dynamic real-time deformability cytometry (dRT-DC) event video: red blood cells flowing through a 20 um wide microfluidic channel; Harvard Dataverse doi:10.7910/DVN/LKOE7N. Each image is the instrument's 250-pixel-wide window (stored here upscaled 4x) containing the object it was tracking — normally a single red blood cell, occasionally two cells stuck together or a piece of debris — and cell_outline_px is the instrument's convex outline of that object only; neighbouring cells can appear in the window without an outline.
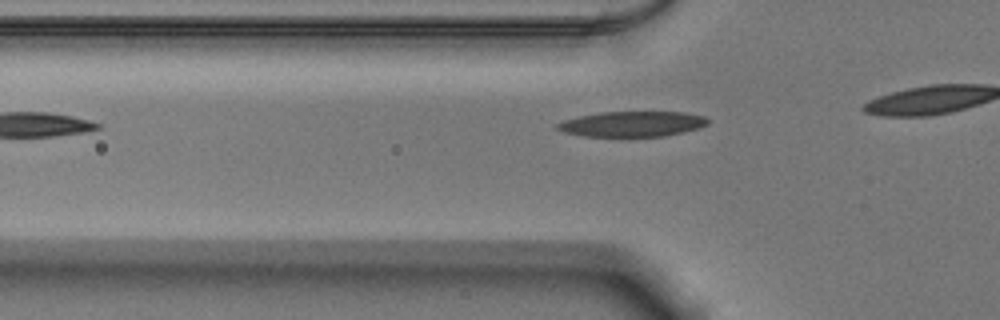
{"species": "Egyptian fruit bat (a non-hibernating species)", "species_latin": "Rousettus aegyptiacus", "temperature_condition": "warm", "stored_images_in_passage": 9, "camera_frame_rate_fps": 3000, "um_per_image_px": 0.085, "animal": {"sex": "male"}, "frame": {"image": 1, "passage_image": 4, "time_ms": 1.0, "image_size_px": [1000, 320], "cell_outline_px": [[708, 124], [700, 128], [684, 132], [664, 136], [584, 136], [564, 132], [556, 128], [556, 124], [564, 120], [580, 116], [600, 112], [684, 112], [704, 116], [708, 120]], "centroid_in_image_um": [53.76, 10.53], "position_along_channel_um": 72.0, "area_um2": 22.14}}
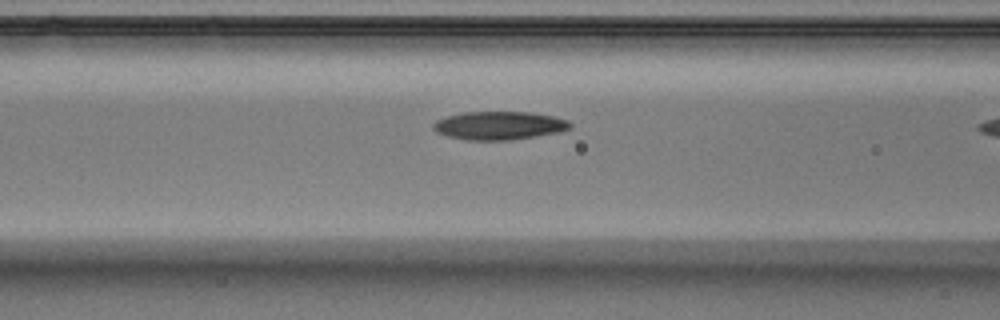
{"frame": {"image": 2, "passage_image": 8, "time_ms": 2.333, "image_size_px": [1000, 320], "cell_outline_px": [[572, 124], [568, 128], [556, 132], [508, 140], [468, 140], [448, 136], [436, 132], [432, 128], [432, 124], [436, 120], [448, 116], [464, 112], [532, 112], [552, 116], [568, 120]], "centroid_in_image_um": [42.37, 10.66], "position_along_channel_um": 124.2, "area_um2": 22.25}}